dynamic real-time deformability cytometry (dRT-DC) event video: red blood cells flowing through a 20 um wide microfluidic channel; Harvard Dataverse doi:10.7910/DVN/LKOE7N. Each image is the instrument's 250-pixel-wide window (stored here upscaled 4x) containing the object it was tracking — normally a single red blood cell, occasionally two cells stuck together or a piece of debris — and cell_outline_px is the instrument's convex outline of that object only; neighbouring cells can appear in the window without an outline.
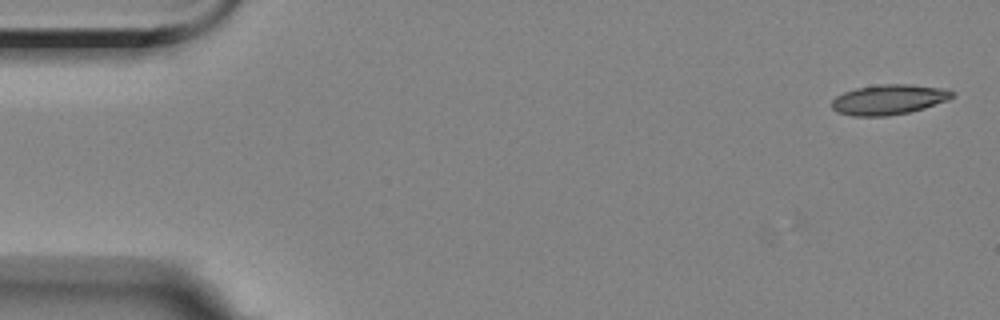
{"species": "Egyptian fruit bat (a non-hibernating species)", "species_latin": "Rousettus aegyptiacus", "temperature_condition": "room temperature", "stored_images_in_passage": 5, "camera_frame_rate_fps": 3000, "um_per_image_px": 0.085, "animal": {"sex": "female"}, "frame": {"image": 1, "passage_image": 1, "time_ms": 0.0, "image_size_px": [1000, 320], "cell_outline_px": [[956, 96], [948, 100], [924, 108], [908, 112], [888, 116], [852, 116], [836, 112], [832, 108], [832, 100], [836, 96], [844, 92], [856, 88], [880, 84], [912, 84], [948, 88], [956, 92]], "centroid_in_image_um": [75.6, 8.45], "position_along_channel_um": 9.4, "area_um2": 21.44}}
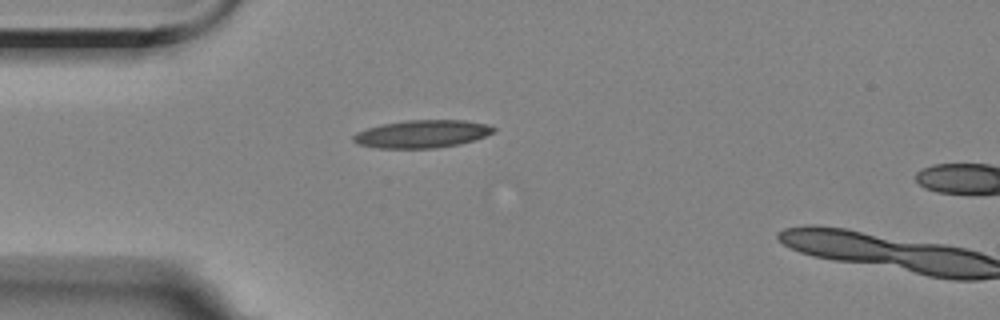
{"frame": {"image": 2, "passage_image": 4, "time_ms": 4.333, "image_size_px": [1000, 320], "cell_outline_px": [[496, 132], [460, 144], [436, 148], [376, 148], [356, 144], [352, 140], [352, 136], [356, 132], [380, 124], [408, 120], [464, 120], [488, 124], [496, 128]], "centroid_in_image_um": [35.85, 11.38], "position_along_channel_um": 49.1, "area_um2": 22.83}}